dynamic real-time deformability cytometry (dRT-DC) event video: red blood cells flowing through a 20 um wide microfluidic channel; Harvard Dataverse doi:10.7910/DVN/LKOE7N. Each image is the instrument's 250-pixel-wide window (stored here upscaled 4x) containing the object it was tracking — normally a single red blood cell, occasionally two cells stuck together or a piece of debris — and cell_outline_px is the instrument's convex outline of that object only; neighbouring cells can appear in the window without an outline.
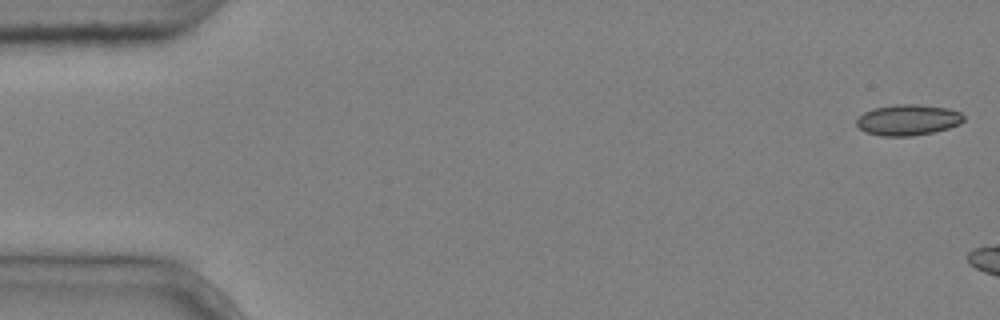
{"species": "common noctule bat (a hibernating species)", "species_latin": "Nyctalus noctula", "temperature_condition": "cold", "stored_images_in_passage": 3, "camera_frame_rate_fps": 3000, "um_per_image_px": 0.085, "animal": {"sex": "male", "body_mass_g": 20.4}, "frame": {"image": 1, "passage_image": 1, "time_ms": 0.0, "image_size_px": [1000, 320], "cell_outline_px": [[964, 120], [960, 124], [948, 128], [932, 132], [912, 136], [880, 136], [864, 132], [856, 124], [856, 120], [864, 112], [872, 108], [896, 104], [916, 104], [948, 108], [960, 112], [964, 116]], "centroid_in_image_um": [77.16, 10.19], "position_along_channel_um": 7.8, "area_um2": 19.36}}